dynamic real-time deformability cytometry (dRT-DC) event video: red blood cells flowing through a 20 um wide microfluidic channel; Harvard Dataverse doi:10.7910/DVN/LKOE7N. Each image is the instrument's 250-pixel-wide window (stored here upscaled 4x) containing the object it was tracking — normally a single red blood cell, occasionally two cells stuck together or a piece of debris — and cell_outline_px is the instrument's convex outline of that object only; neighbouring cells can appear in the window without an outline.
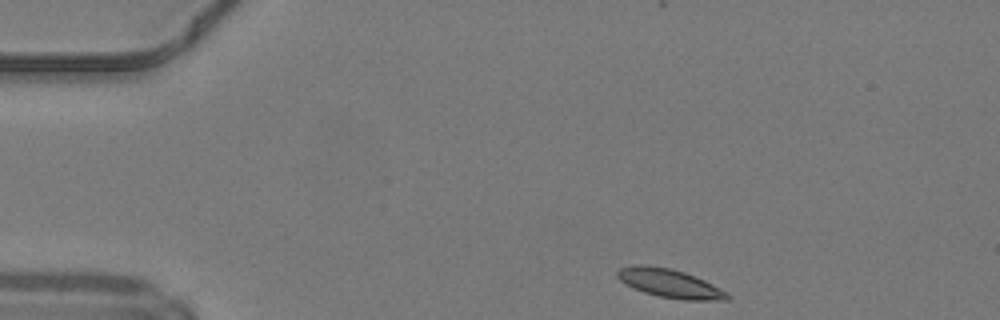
{"species": "common noctule bat (a hibernating species)", "species_latin": "Nyctalus noctula", "temperature_condition": "warm", "stored_images_in_passage": 42, "camera_frame_rate_fps": 3000, "um_per_image_px": 0.085, "animal": {"sex": "male", "body_mass_g": 19.2, "forearm_length_mm": 51.8}, "frame": {"image": 1, "passage_image": 1, "time_ms": 0.0, "image_size_px": [1000, 320], "cell_outline_px": [[732, 296], [728, 300], [680, 300], [660, 296], [644, 292], [620, 280], [616, 276], [616, 272], [620, 268], [640, 264], [672, 268], [684, 272], [704, 280], [728, 292]], "centroid_in_image_um": [56.98, 24.09], "position_along_channel_um": 28.0, "area_um2": 18.21}}
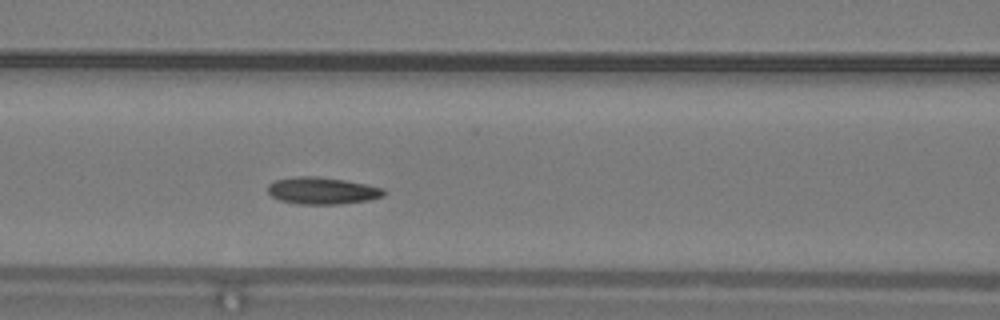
{"frame": {"image": 2, "passage_image": 14, "time_ms": 4.333, "image_size_px": [1000, 320], "cell_outline_px": [[388, 192], [384, 196], [368, 200], [340, 204], [296, 204], [280, 200], [272, 196], [268, 192], [268, 184], [276, 180], [296, 176], [316, 176], [344, 180], [384, 188]], "centroid_in_image_um": [27.4, 16.21], "position_along_channel_um": 139.2, "area_um2": 18.26}}
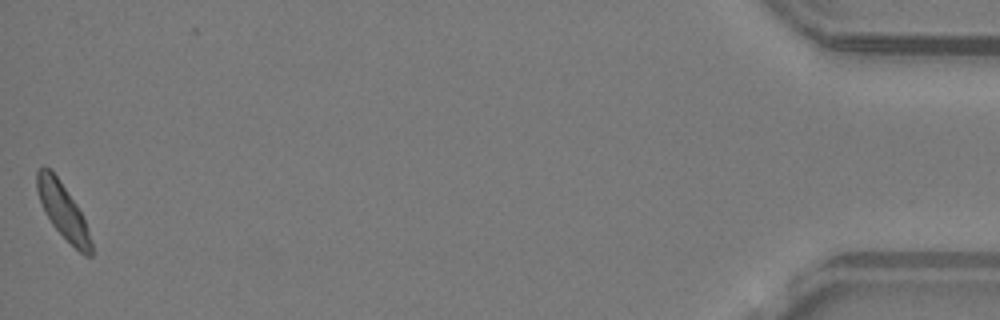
{"frame": {"image": 3, "passage_image": 42, "time_ms": 13.667, "image_size_px": [1000, 320], "cell_outline_px": [[92, 256], [84, 256], [52, 224], [40, 200], [36, 188], [36, 172], [40, 168], [48, 168], [56, 176], [76, 204], [84, 220], [92, 244]], "centroid_in_image_um": [5.35, 17.93], "position_along_channel_um": 429.9, "area_um2": 16.59}, "authors_computed_cell_mechanics": {"area_um2": 17.7735, "velocity_mm_per_s": 4.1544, "shape_relaxation_time_tau1_ms": 2.8296, "shape_relaxation_time_tau2_ms": 5.076, "deformation_change_tau1": 0.1046, "deformation_change_tau2": 0.1097}}